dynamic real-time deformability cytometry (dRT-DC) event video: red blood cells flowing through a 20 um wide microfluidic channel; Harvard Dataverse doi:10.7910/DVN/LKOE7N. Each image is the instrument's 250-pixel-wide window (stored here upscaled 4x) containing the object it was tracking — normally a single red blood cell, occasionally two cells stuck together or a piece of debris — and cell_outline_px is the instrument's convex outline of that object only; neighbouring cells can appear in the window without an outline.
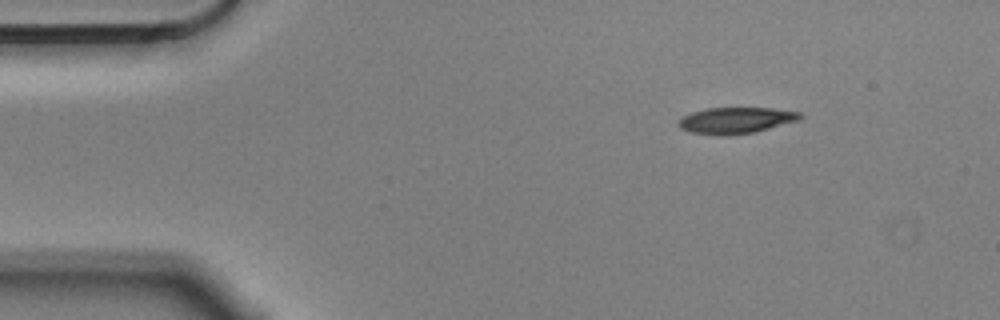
{"species": "Egyptian fruit bat (a non-hibernating species)", "species_latin": "Rousettus aegyptiacus", "temperature_condition": "cold", "stored_images_in_passage": 3, "camera_frame_rate_fps": 3000, "um_per_image_px": 0.085, "animal": {"sex": "male"}, "frame": {"image": 1, "passage_image": 1, "time_ms": 0.0, "image_size_px": [1000, 320], "cell_outline_px": [[804, 116], [800, 120], [752, 132], [728, 136], [720, 136], [692, 132], [680, 128], [676, 124], [684, 116], [692, 112], [708, 108], [772, 108], [800, 112]], "centroid_in_image_um": [62.56, 10.23], "position_along_channel_um": 22.4, "area_um2": 18.5}}